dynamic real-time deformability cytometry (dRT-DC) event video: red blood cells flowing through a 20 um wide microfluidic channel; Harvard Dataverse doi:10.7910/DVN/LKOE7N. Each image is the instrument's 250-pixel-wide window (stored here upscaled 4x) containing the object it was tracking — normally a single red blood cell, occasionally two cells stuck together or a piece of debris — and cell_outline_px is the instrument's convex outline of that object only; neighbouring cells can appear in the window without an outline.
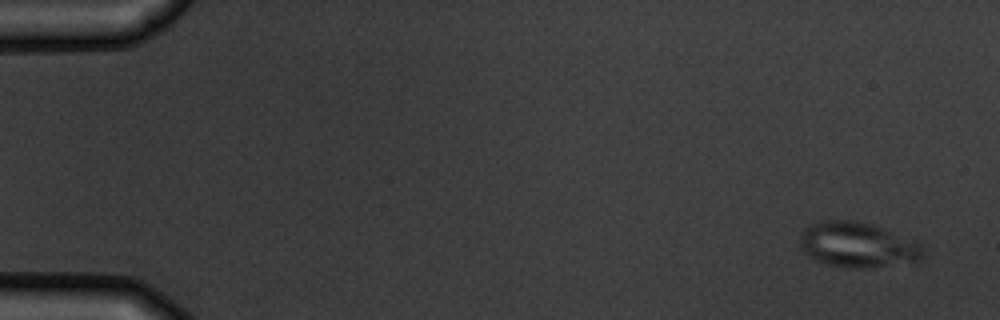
{"species": "common noctule bat (a hibernating species)", "species_latin": "Nyctalus noctula", "temperature_condition": "warm", "stored_images_in_passage": 4, "camera_frame_rate_fps": 3000, "um_per_image_px": 0.085, "animal": {"sex": "male", "body_mass_g": 19.5, "forearm_length_mm": 54.6}, "frame": {"image": 1, "passage_image": 1, "time_ms": 0.0, "image_size_px": [1000, 320], "cell_outline_px": [[924, 256], [920, 260], [856, 268], [852, 268], [828, 264], [816, 260], [808, 256], [800, 248], [800, 232], [808, 224], [820, 220], [852, 220], [872, 224], [920, 244], [924, 248]], "centroid_in_image_um": [72.8, 20.78], "position_along_channel_um": 12.2, "area_um2": 31.96}}